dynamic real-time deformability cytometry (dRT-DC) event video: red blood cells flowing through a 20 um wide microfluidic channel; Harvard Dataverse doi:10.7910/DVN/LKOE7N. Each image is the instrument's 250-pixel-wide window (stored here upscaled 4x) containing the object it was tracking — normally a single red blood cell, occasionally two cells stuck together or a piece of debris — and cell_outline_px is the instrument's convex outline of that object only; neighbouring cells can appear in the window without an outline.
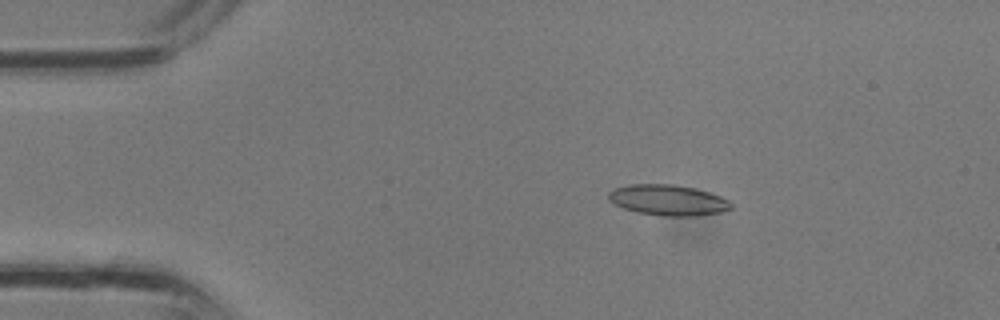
{"species": "common noctule bat (a hibernating species)", "species_latin": "Nyctalus noctula", "temperature_condition": "room temperature", "stored_images_in_passage": 28, "camera_frame_rate_fps": 3000, "um_per_image_px": 0.085, "animal": {"sex": "male", "body_mass_g": 13.3}, "frame": {"image": 1, "passage_image": 3, "time_ms": 0.667, "image_size_px": [1000, 320], "cell_outline_px": [[732, 208], [720, 212], [696, 216], [664, 216], [636, 212], [624, 208], [608, 200], [608, 192], [612, 188], [632, 184], [672, 184], [692, 188], [708, 192], [720, 196], [728, 200], [732, 204]], "centroid_in_image_um": [56.75, 17.01], "position_along_channel_um": 28.2, "area_um2": 21.85}}
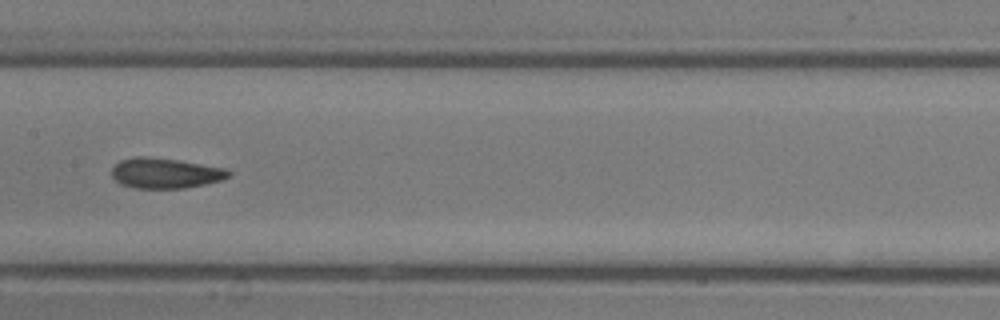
{"frame": {"image": 2, "passage_image": 14, "time_ms": 4.333, "image_size_px": [1000, 320], "cell_outline_px": [[232, 172], [228, 176], [220, 180], [204, 184], [184, 188], [136, 188], [120, 184], [112, 176], [112, 168], [120, 160], [136, 156], [148, 156], [180, 160], [228, 168]], "centroid_in_image_um": [14.06, 14.7], "position_along_channel_um": 193.3, "area_um2": 20.75}}
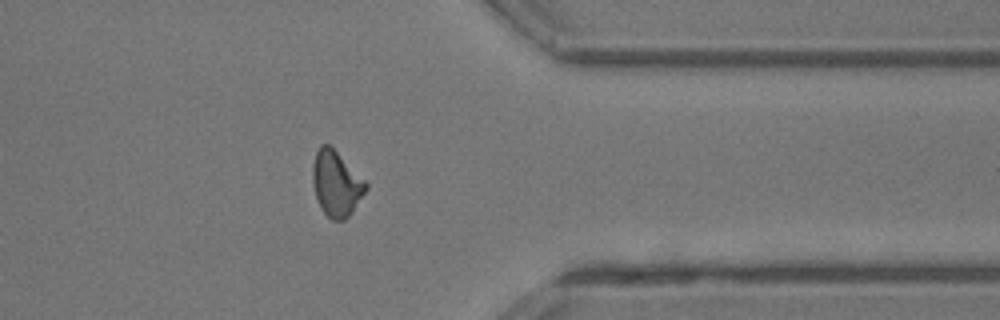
{"frame": {"image": 3, "passage_image": 24, "time_ms": 7.667, "image_size_px": [1000, 320], "cell_outline_px": [[368, 188], [352, 212], [344, 220], [332, 220], [324, 212], [316, 196], [312, 180], [312, 164], [316, 152], [320, 144], [328, 144], [368, 184]], "centroid_in_image_um": [28.57, 15.61], "position_along_channel_um": 382.8, "area_um2": 19.83}}